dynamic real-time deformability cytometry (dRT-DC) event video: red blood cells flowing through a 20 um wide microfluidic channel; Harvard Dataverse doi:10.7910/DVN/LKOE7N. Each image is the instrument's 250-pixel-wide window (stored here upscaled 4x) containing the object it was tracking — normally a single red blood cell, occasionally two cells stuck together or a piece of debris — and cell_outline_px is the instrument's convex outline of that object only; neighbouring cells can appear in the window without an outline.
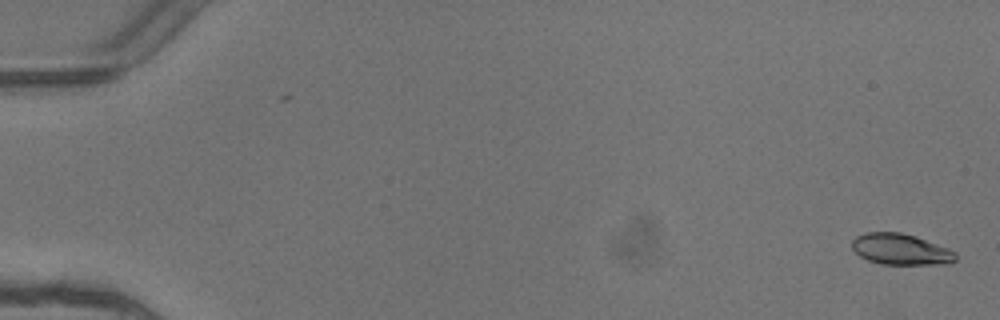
{"species": "common noctule bat (a hibernating species)", "species_latin": "Nyctalus noctula", "temperature_condition": "warm", "stored_images_in_passage": 2, "camera_frame_rate_fps": 3000, "um_per_image_px": 0.085, "animal": {"sex": "female"}, "frame": {"image": 1, "passage_image": 2, "time_ms": 0.333, "image_size_px": [1000, 320], "cell_outline_px": [[956, 260], [948, 264], [880, 264], [868, 260], [860, 256], [852, 248], [852, 240], [856, 236], [864, 232], [900, 232], [916, 236], [948, 248], [956, 252]], "centroid_in_image_um": [76.56, 21.18], "position_along_channel_um": 8.4, "area_um2": 18.84}}